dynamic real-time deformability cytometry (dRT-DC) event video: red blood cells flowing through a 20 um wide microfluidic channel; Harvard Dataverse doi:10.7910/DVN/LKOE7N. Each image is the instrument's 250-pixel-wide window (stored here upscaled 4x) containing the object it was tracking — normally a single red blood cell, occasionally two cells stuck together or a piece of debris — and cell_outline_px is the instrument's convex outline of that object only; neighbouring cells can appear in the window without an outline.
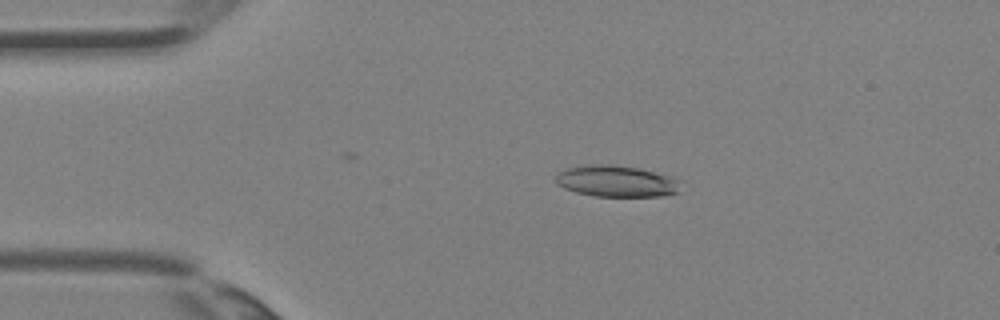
{"species": "Egyptian fruit bat (a non-hibernating species)", "species_latin": "Rousettus aegyptiacus", "temperature_condition": "room temperature", "stored_images_in_passage": 2, "camera_frame_rate_fps": 3000, "um_per_image_px": 0.085, "animal": {"sex": "female"}, "frame": {"image": 1, "passage_image": 1, "time_ms": 0.0, "image_size_px": [1000, 320], "cell_outline_px": [[680, 180], [676, 192], [660, 196], [596, 196], [576, 192], [564, 188], [556, 184], [556, 172], [568, 168], [592, 164], [612, 164], [640, 168], [668, 176]], "centroid_in_image_um": [52.34, 15.39], "position_along_channel_um": 32.7, "area_um2": 22.66}}